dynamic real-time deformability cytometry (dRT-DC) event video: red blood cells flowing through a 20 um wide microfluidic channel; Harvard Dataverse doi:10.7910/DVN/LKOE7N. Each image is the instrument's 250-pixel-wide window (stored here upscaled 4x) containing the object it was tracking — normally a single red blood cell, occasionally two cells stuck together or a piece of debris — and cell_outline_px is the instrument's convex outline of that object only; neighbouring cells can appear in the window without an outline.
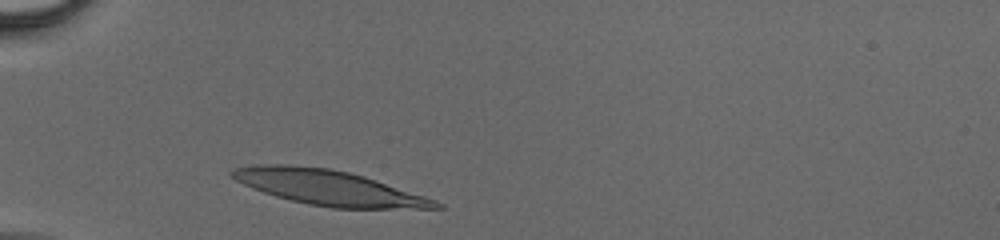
{"species": "human", "species_latin": "Homo sapiens", "temperature_condition": "cold", "stored_images_in_passage": 30, "camera_frame_rate_fps": 3000, "um_per_image_px": 0.085, "donor": {"sex": "male"}, "frame": {"image": 1, "passage_image": 1, "time_ms": 0.0, "image_size_px": [1000, 240], "cell_outline_px": [[444, 208], [332, 208], [308, 204], [276, 196], [252, 188], [236, 180], [228, 172], [236, 168], [256, 164], [288, 164], [328, 168], [348, 172], [364, 176], [436, 200], [444, 204]], "centroid_in_image_um": [27.92, 15.94], "position_along_channel_um": 57.1, "area_um2": 41.15}}
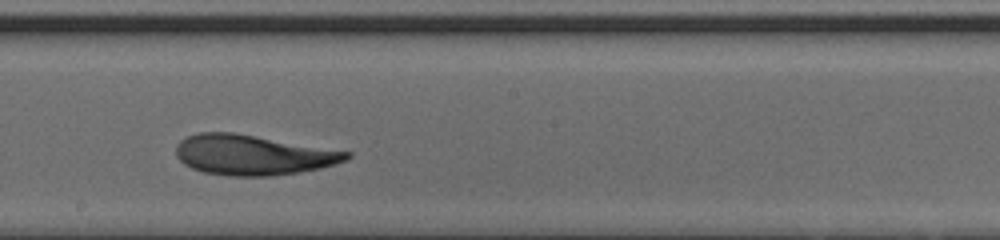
{"frame": {"image": 2, "passage_image": 16, "time_ms": 5.0, "image_size_px": [1000, 240], "cell_outline_px": [[352, 156], [348, 160], [320, 168], [272, 176], [228, 176], [204, 172], [192, 168], [184, 164], [176, 156], [176, 144], [180, 140], [188, 136], [200, 132], [232, 132], [352, 152]], "centroid_in_image_um": [21.48, 13.17], "position_along_channel_um": 226.7, "area_um2": 39.77}}
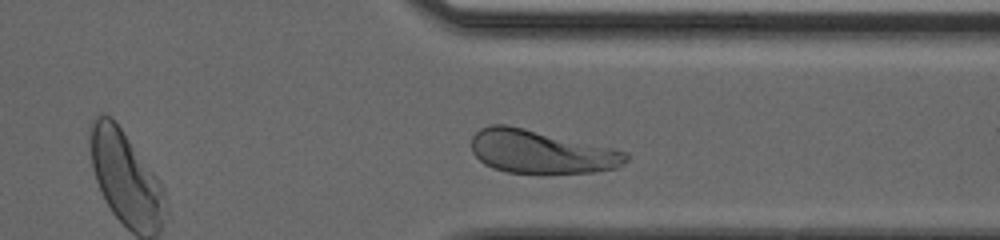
{"frame": {"image": 3, "passage_image": 27, "time_ms": 8.667, "image_size_px": [1000, 240], "cell_outline_px": [[628, 160], [616, 168], [592, 172], [508, 172], [492, 168], [484, 164], [472, 152], [472, 136], [480, 128], [492, 124], [508, 124], [612, 148], [628, 152]], "centroid_in_image_um": [45.96, 12.88], "position_along_channel_um": 365.4, "area_um2": 38.61}}